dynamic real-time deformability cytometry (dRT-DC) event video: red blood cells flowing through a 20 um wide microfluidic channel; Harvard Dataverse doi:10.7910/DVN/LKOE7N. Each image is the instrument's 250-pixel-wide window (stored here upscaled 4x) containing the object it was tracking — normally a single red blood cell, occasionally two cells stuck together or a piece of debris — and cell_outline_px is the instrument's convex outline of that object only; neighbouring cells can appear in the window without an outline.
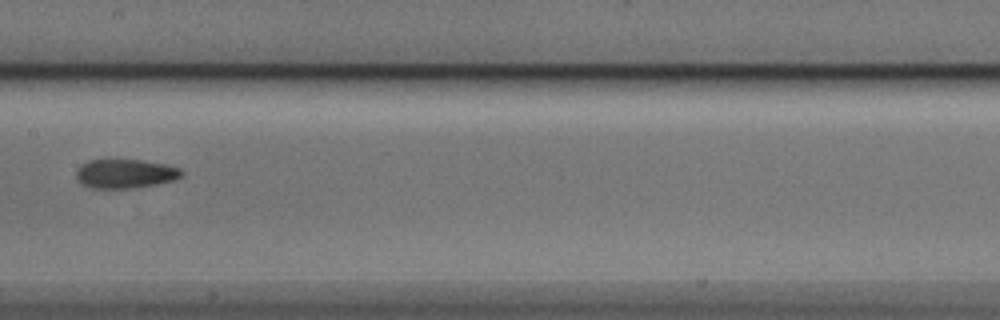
{"species": "Egyptian fruit bat (a non-hibernating species)", "species_latin": "Rousettus aegyptiacus", "temperature_condition": "cold", "stored_images_in_passage": 8, "camera_frame_rate_fps": 3000, "um_per_image_px": 0.085, "animal": {"sex": "male"}, "frame": {"image": 1, "passage_image": 8, "time_ms": 9.0, "image_size_px": [1000, 320], "cell_outline_px": [[184, 172], [180, 176], [172, 180], [156, 184], [136, 188], [92, 188], [80, 184], [76, 176], [76, 172], [80, 164], [88, 160], [140, 160], [164, 164], [180, 168]], "centroid_in_image_um": [10.6, 14.76], "position_along_channel_um": 196.8, "area_um2": 17.8}}